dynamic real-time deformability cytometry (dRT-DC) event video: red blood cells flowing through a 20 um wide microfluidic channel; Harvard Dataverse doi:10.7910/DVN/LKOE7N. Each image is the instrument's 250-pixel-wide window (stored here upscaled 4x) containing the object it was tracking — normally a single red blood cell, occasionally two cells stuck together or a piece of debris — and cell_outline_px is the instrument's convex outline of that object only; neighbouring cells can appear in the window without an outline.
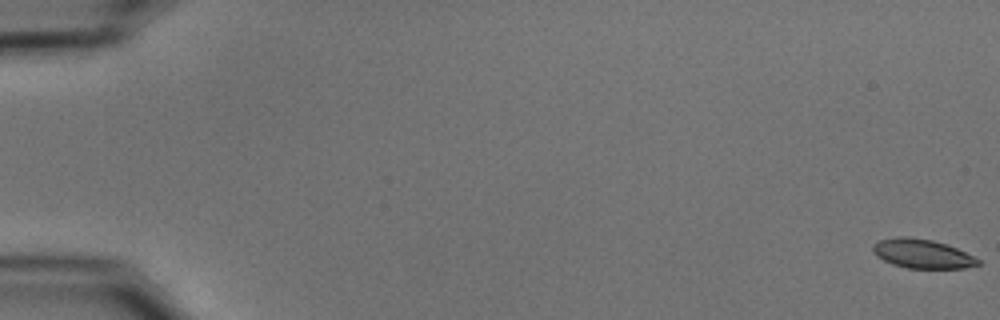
{"species": "common noctule bat (a hibernating species)", "species_latin": "Nyctalus noctula", "temperature_condition": "cold", "stored_images_in_passage": 55, "camera_frame_rate_fps": 3000, "um_per_image_px": 0.085, "animal": {"sex": "male", "body_mass_g": 15.6}, "frame": {"image": 1, "passage_image": 1, "time_ms": 0.0, "image_size_px": [1000, 320], "cell_outline_px": [[980, 264], [964, 268], [908, 268], [892, 264], [876, 256], [872, 252], [872, 244], [880, 240], [896, 236], [908, 236], [932, 240], [948, 244], [980, 260]], "centroid_in_image_um": [78.35, 21.55], "position_along_channel_um": 6.7, "area_um2": 17.86}}
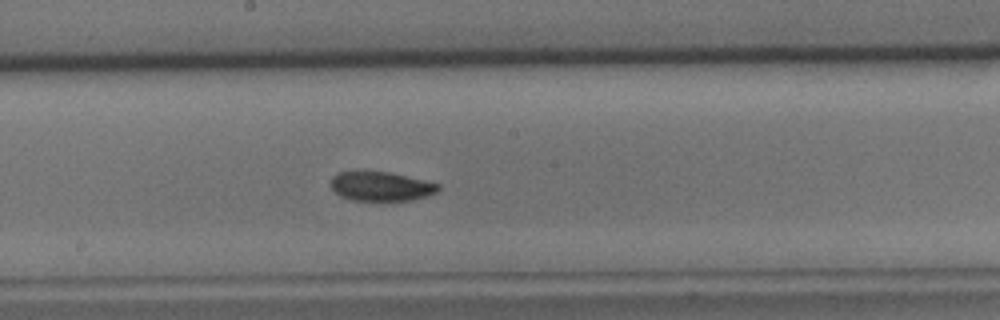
{"frame": {"image": 2, "passage_image": 31, "time_ms": 10.0, "image_size_px": [1000, 320], "cell_outline_px": [[440, 188], [436, 192], [428, 196], [412, 200], [352, 200], [340, 196], [328, 184], [332, 176], [336, 172], [388, 172], [424, 180], [440, 184]], "centroid_in_image_um": [32.36, 15.84], "position_along_channel_um": 215.8, "area_um2": 18.26}}
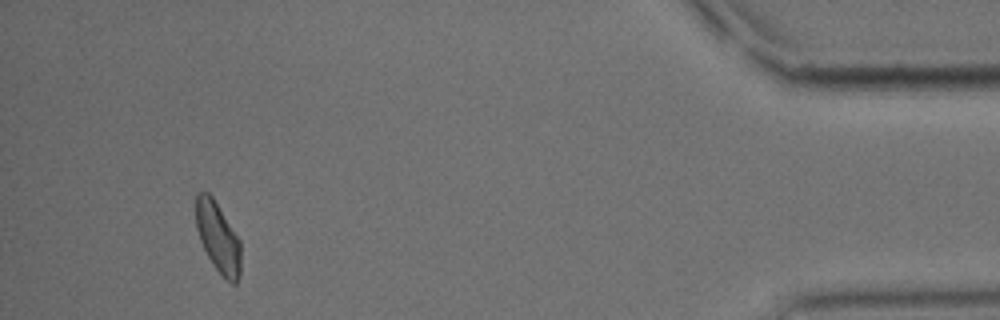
{"frame": {"image": 3, "passage_image": 52, "time_ms": 17.0, "image_size_px": [1000, 320], "cell_outline_px": [[240, 276], [236, 284], [232, 284], [212, 264], [200, 240], [196, 228], [196, 192], [208, 192], [212, 196], [240, 240]], "centroid_in_image_um": [18.52, 20.17], "position_along_channel_um": 416.7, "area_um2": 18.15}, "authors_computed_cell_mechanics": {"area_um2": 18.496, "velocity_mm_per_s": 3.7394, "shape_relaxation_time_tau1_ms": 6.5952, "shape_relaxation_time_tau2_ms": 6.9566, "deformation_change_tau1": 0.1183, "deformation_change_tau2": 0.1298}}